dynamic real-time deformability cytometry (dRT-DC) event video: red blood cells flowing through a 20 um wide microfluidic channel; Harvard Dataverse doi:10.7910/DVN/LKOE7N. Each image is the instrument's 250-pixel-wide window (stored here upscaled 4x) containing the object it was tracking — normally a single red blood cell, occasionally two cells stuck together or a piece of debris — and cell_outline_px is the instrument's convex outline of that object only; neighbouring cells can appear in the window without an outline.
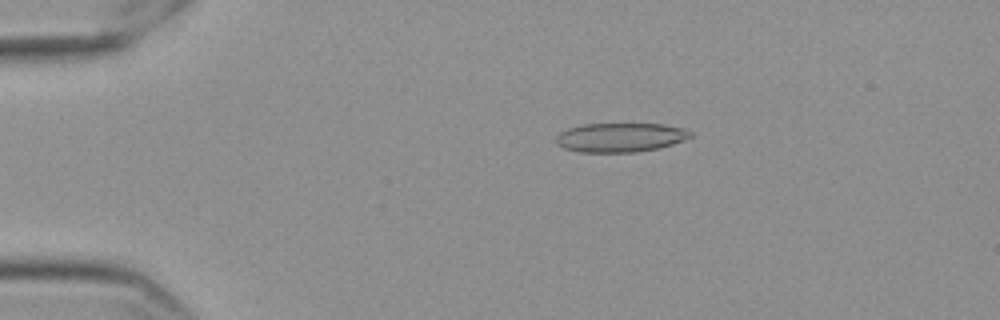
{"species": "Egyptian fruit bat (a non-hibernating species)", "species_latin": "Rousettus aegyptiacus", "temperature_condition": "cold", "stored_images_in_passage": 57, "camera_frame_rate_fps": 3000, "um_per_image_px": 0.085, "frame": {"image": 1, "passage_image": 12, "time_ms": 3.667, "image_size_px": [1000, 320], "cell_outline_px": [[692, 136], [672, 144], [660, 148], [636, 152], [580, 152], [564, 148], [556, 144], [556, 136], [560, 132], [568, 128], [584, 124], [664, 124], [684, 128], [692, 132]], "centroid_in_image_um": [52.72, 11.68], "position_along_channel_um": 32.3, "area_um2": 22.83}}
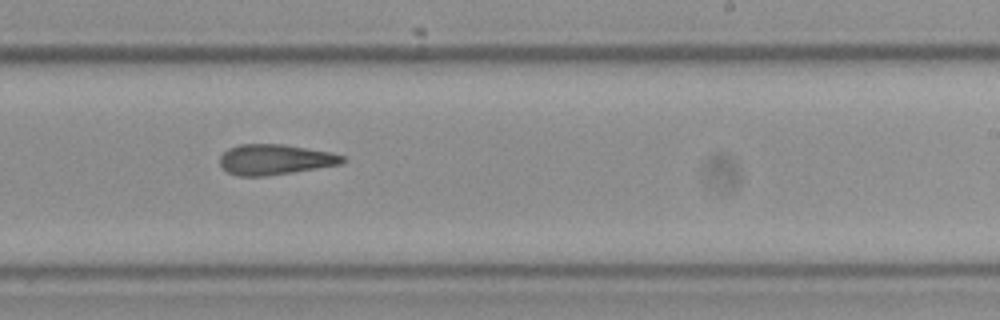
{"frame": {"image": 2, "passage_image": 36, "time_ms": 11.667, "image_size_px": [1000, 320], "cell_outline_px": [[344, 160], [340, 164], [292, 172], [264, 176], [240, 176], [228, 172], [220, 164], [220, 156], [228, 148], [240, 144], [284, 144], [332, 152], [344, 156]], "centroid_in_image_um": [23.36, 13.55], "position_along_channel_um": 265.6, "area_um2": 21.56}}
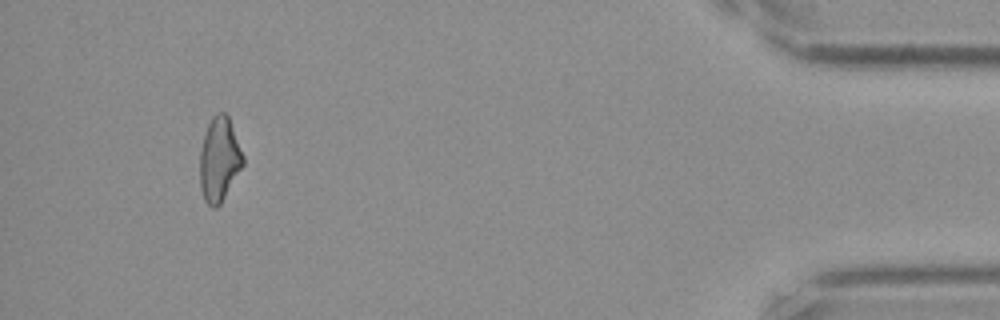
{"frame": {"image": 3, "passage_image": 54, "time_ms": 17.667, "image_size_px": [1000, 320], "cell_outline_px": [[244, 164], [220, 204], [216, 208], [212, 208], [204, 200], [200, 188], [200, 152], [204, 136], [208, 124], [212, 116], [216, 112], [224, 112], [228, 116], [244, 156]], "centroid_in_image_um": [18.63, 13.56], "position_along_channel_um": 416.6, "area_um2": 21.1}, "authors_computed_cell_mechanics": {"area_um2": 21.964, "velocity_mm_per_s": 3.5754, "shape_relaxation_time_tau1_ms": null, "shape_relaxation_time_tau2_ms": 2.8282, "deformation_change_tau1": null, "deformation_change_tau2": 0.1352}}